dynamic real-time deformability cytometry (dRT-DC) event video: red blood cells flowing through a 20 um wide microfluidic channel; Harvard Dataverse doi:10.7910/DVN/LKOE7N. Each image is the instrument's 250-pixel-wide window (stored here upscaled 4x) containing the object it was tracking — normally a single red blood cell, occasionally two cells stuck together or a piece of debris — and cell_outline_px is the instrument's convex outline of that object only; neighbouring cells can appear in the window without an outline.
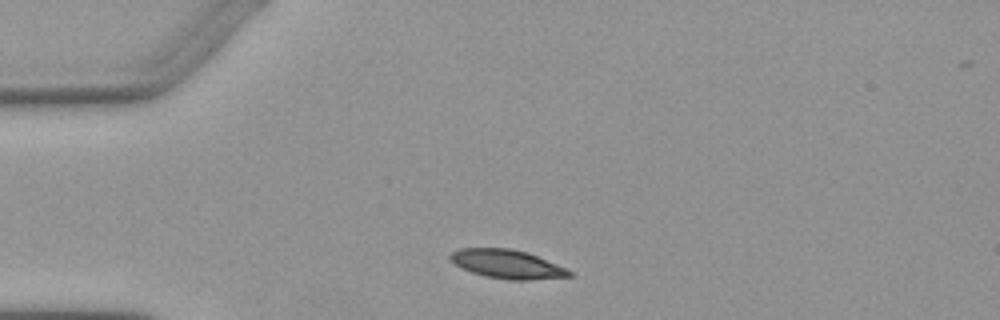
{"species": "Egyptian fruit bat (a non-hibernating species)", "species_latin": "Rousettus aegyptiacus", "temperature_condition": "warm", "stored_images_in_passage": 2, "camera_frame_rate_fps": 3000, "um_per_image_px": 0.085, "animal": {"sex": "female"}, "frame": {"image": 1, "passage_image": 1, "time_ms": 0.0, "image_size_px": [1000, 320], "cell_outline_px": [[572, 276], [528, 280], [508, 280], [484, 276], [460, 268], [448, 260], [448, 256], [452, 252], [460, 248], [512, 248], [528, 252], [568, 268], [572, 272]], "centroid_in_image_um": [43.09, 22.44], "position_along_channel_um": 41.9, "area_um2": 20.29}}